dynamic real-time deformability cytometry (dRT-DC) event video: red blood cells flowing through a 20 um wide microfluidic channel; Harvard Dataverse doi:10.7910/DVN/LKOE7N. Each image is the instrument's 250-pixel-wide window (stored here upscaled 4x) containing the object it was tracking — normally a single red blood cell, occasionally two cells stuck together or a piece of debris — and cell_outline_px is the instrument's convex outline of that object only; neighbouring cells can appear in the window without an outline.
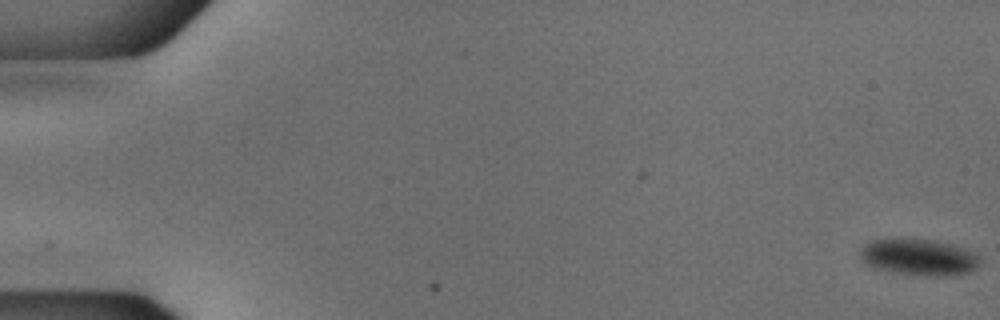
{"species": "common noctule bat (a hibernating species)", "species_latin": "Nyctalus noctula", "temperature_condition": "cold", "stored_images_in_passage": 55, "camera_frame_rate_fps": 3000, "um_per_image_px": 0.085, "animal": {"sex": "male", "body_mass_g": 18.8}, "frame": {"image": 1, "passage_image": 1, "time_ms": 0.0, "image_size_px": [1000, 320], "cell_outline_px": [[980, 260], [976, 268], [968, 272], [952, 276], [936, 276], [896, 272], [876, 268], [860, 260], [860, 248], [872, 240], [892, 236], [936, 240], [952, 244], [976, 252], [980, 256]], "centroid_in_image_um": [78.1, 21.81], "position_along_channel_um": 6.9, "area_um2": 26.01}}
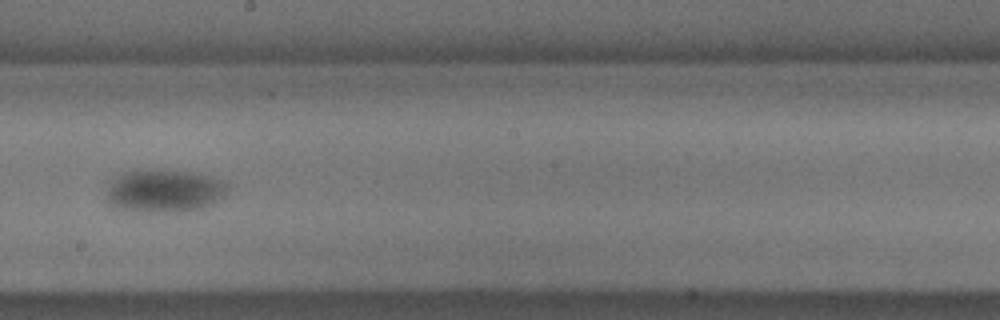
{"frame": {"image": 2, "passage_image": 32, "time_ms": 10.333, "image_size_px": [1000, 320], "cell_outline_px": [[228, 192], [224, 196], [200, 208], [176, 212], [132, 212], [112, 208], [108, 200], [108, 184], [116, 176], [124, 172], [196, 172], [220, 180], [228, 184]], "centroid_in_image_um": [13.93, 16.27], "position_along_channel_um": 234.3, "area_um2": 29.71}}
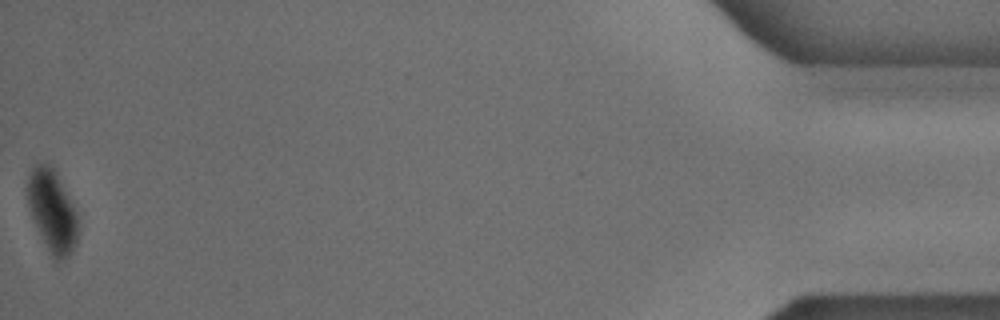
{"frame": {"image": 3, "passage_image": 55, "time_ms": 18.0, "image_size_px": [1000, 320], "cell_outline_px": [[80, 232], [76, 244], [72, 252], [68, 256], [60, 260], [56, 260], [48, 252], [32, 216], [24, 192], [24, 188], [28, 176], [32, 168], [36, 164], [48, 164], [56, 172], [80, 220]], "centroid_in_image_um": [4.44, 17.95], "position_along_channel_um": 430.8, "area_um2": 24.51}}